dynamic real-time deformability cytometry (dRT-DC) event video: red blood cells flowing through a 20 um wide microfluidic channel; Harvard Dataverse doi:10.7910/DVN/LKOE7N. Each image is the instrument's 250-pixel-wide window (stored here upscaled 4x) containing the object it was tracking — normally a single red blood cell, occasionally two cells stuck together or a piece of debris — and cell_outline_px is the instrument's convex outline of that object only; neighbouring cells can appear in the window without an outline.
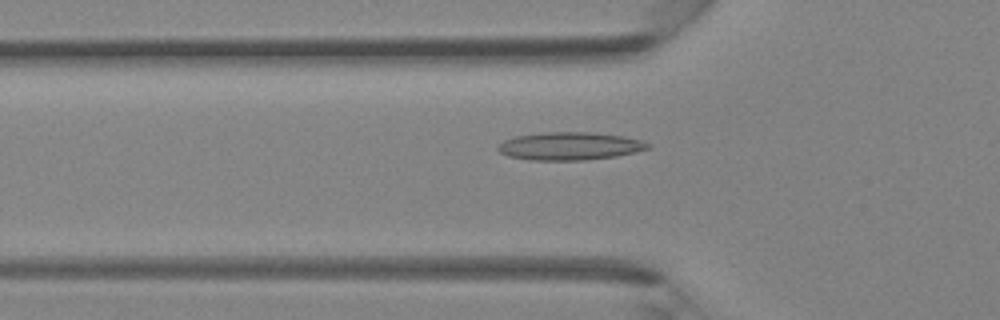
{"species": "Egyptian fruit bat (a non-hibernating species)", "species_latin": "Rousettus aegyptiacus", "temperature_condition": "room temperature", "stored_images_in_passage": 40, "camera_frame_rate_fps": 3000, "um_per_image_px": 0.085, "animal": {"sex": "female"}, "frame": {"image": 1, "passage_image": 12, "time_ms": 3.667, "image_size_px": [1000, 320], "cell_outline_px": [[652, 148], [616, 156], [584, 160], [528, 160], [508, 156], [500, 152], [496, 148], [504, 140], [516, 136], [544, 132], [592, 132], [620, 136], [640, 140], [652, 144]], "centroid_in_image_um": [48.43, 12.42], "position_along_channel_um": 77.4, "area_um2": 24.33}}
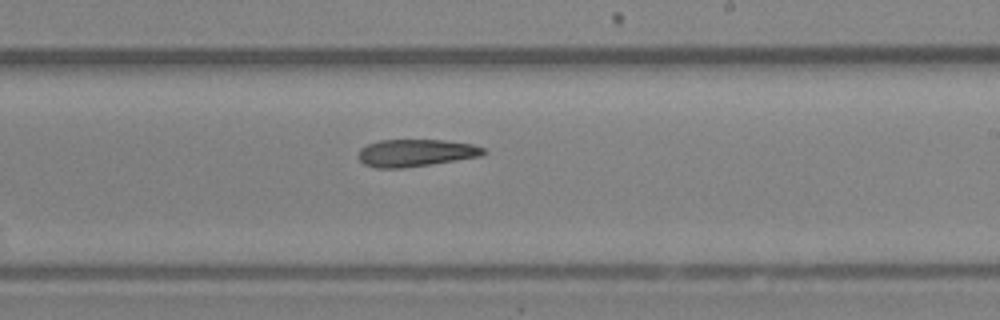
{"frame": {"image": 2, "passage_image": 23, "time_ms": 7.333, "image_size_px": [1000, 320], "cell_outline_px": [[488, 152], [480, 156], [404, 168], [376, 168], [364, 164], [356, 156], [360, 148], [368, 144], [380, 140], [444, 140], [472, 144], [484, 148]], "centroid_in_image_um": [35.3, 12.99], "position_along_channel_um": 253.7, "area_um2": 19.88}}
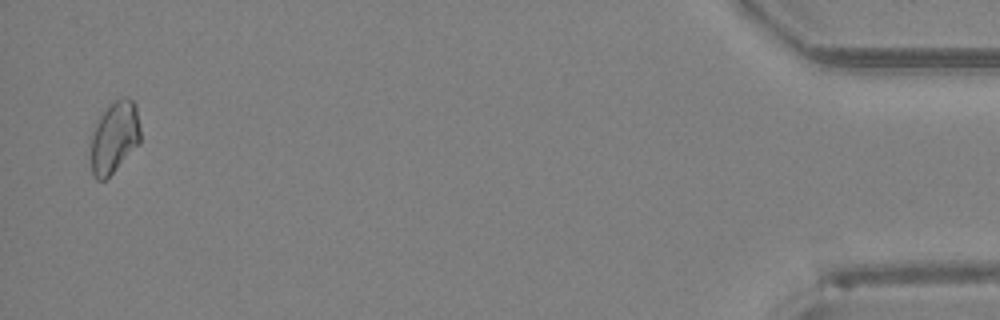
{"frame": {"image": 3, "passage_image": 39, "time_ms": 12.667, "image_size_px": [1000, 320], "cell_outline_px": [[140, 144], [104, 180], [96, 180], [92, 176], [92, 132], [104, 108], [116, 100], [124, 96], [128, 96], [136, 104], [140, 128]], "centroid_in_image_um": [9.75, 11.63], "position_along_channel_um": 425.5, "area_um2": 20.69}}